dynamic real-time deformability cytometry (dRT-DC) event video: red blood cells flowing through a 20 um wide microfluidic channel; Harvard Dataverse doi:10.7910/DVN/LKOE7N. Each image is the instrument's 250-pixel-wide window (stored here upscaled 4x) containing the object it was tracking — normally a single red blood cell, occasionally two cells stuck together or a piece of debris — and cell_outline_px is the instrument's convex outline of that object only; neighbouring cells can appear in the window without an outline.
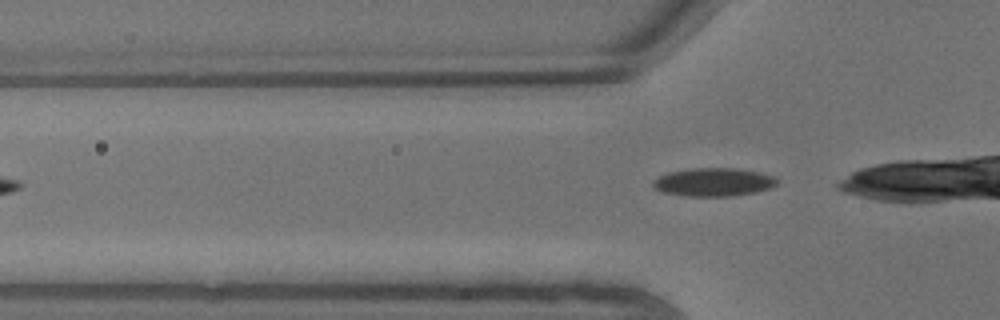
{"species": "common noctule bat (a hibernating species)", "species_latin": "Nyctalus noctula", "temperature_condition": "warm", "stored_images_in_passage": 4, "segment_of_instrument_passage": [2, 2], "camera_frame_rate_fps": 3000, "um_per_image_px": 0.085, "animal": {"sex": "male", "body_mass_g": 13.3}, "frame": {"image": 1, "passage_image": 4, "time_ms": 1.0, "image_size_px": [1000, 320], "cell_outline_px": [[780, 180], [776, 184], [768, 188], [756, 192], [732, 196], [680, 196], [664, 192], [656, 188], [652, 184], [652, 180], [668, 172], [692, 168], [732, 168], [756, 172], [772, 176]], "centroid_in_image_um": [60.62, 15.48], "position_along_channel_um": 65.2, "area_um2": 20.29}}